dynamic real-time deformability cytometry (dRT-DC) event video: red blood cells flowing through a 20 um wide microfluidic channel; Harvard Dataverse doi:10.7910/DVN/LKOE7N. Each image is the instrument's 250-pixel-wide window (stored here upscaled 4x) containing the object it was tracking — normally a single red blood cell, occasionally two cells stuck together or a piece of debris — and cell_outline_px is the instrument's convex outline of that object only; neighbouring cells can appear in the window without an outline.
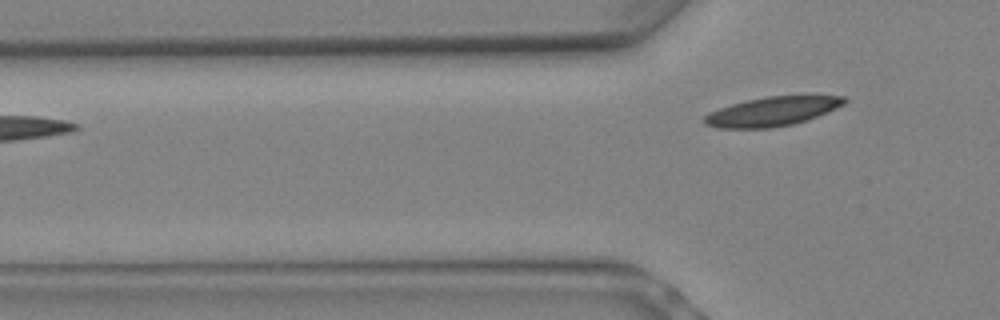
{"species": "Egyptian fruit bat (a non-hibernating species)", "species_latin": "Rousettus aegyptiacus", "temperature_condition": "warm", "stored_images_in_passage": 5, "segment_of_instrument_passage": [2, 2], "camera_frame_rate_fps": 3000, "um_per_image_px": 0.085, "animal": {"sex": "female"}, "frame": {"image": 1, "passage_image": 5, "time_ms": 1.333, "image_size_px": [1000, 320], "cell_outline_px": [[848, 100], [844, 104], [828, 112], [808, 120], [792, 124], [772, 128], [720, 128], [704, 124], [704, 116], [720, 108], [732, 104], [748, 100], [768, 96], [844, 96]], "centroid_in_image_um": [65.67, 9.48], "position_along_channel_um": 60.1, "area_um2": 23.52}}